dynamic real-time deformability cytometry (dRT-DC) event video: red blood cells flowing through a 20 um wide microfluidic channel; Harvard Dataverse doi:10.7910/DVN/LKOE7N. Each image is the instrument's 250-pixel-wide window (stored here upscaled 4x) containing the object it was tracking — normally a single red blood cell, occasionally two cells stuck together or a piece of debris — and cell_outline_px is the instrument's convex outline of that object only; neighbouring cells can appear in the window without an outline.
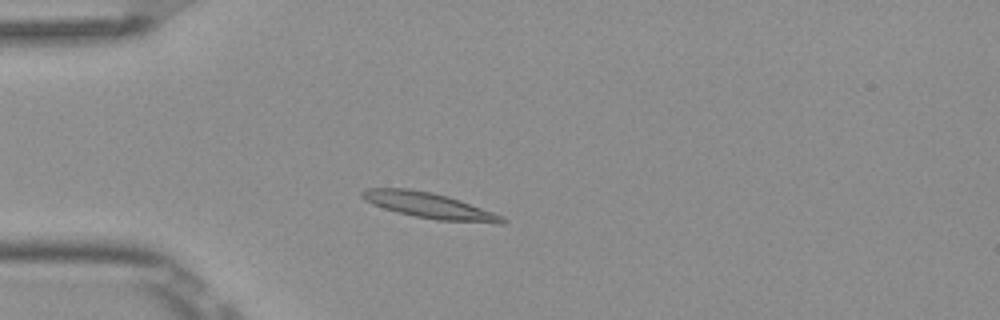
{"species": "Egyptian fruit bat (a non-hibernating species)", "species_latin": "Rousettus aegyptiacus", "temperature_condition": "room temperature", "stored_images_in_passage": 4, "camera_frame_rate_fps": 3000, "um_per_image_px": 0.085, "frame": {"image": 1, "passage_image": 3, "time_ms": 0.667, "image_size_px": [1000, 320], "cell_outline_px": [[508, 220], [504, 224], [500, 224], [436, 220], [416, 216], [384, 208], [372, 204], [360, 196], [360, 192], [368, 188], [408, 188], [432, 192], [448, 196], [460, 200], [504, 216]], "centroid_in_image_um": [36.54, 17.47], "position_along_channel_um": 48.5, "area_um2": 20.98}}